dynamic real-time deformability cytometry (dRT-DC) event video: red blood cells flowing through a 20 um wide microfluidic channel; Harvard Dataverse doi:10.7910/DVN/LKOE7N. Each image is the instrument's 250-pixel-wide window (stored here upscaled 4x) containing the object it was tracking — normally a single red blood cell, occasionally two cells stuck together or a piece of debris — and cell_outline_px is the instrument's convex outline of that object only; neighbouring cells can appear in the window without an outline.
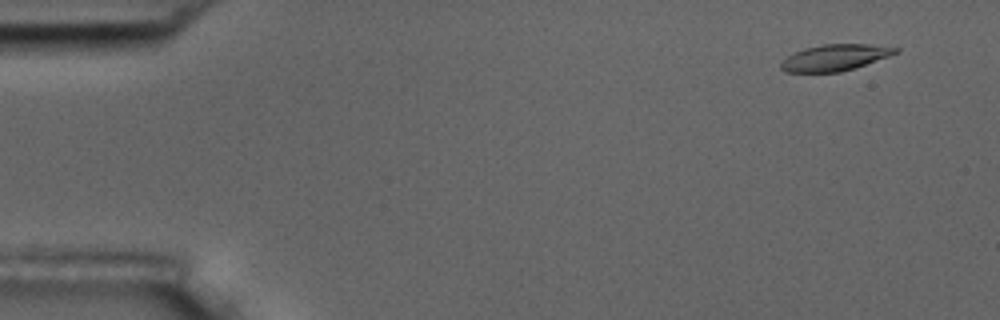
{"species": "common noctule bat (a hibernating species)", "species_latin": "Nyctalus noctula", "temperature_condition": "room temperature", "stored_images_in_passage": 9, "camera_frame_rate_fps": 3000, "um_per_image_px": 0.085, "animal": {"sex": "male", "body_mass_g": 17.5, "forearm_length_mm": 52.3}, "frame": {"image": 1, "passage_image": 1, "time_ms": 0.0, "image_size_px": [1000, 320], "cell_outline_px": [[900, 52], [840, 72], [784, 72], [780, 68], [780, 64], [788, 56], [804, 48], [824, 44], [868, 44], [900, 48]], "centroid_in_image_um": [70.96, 4.89], "position_along_channel_um": 14.0, "area_um2": 17.28}}
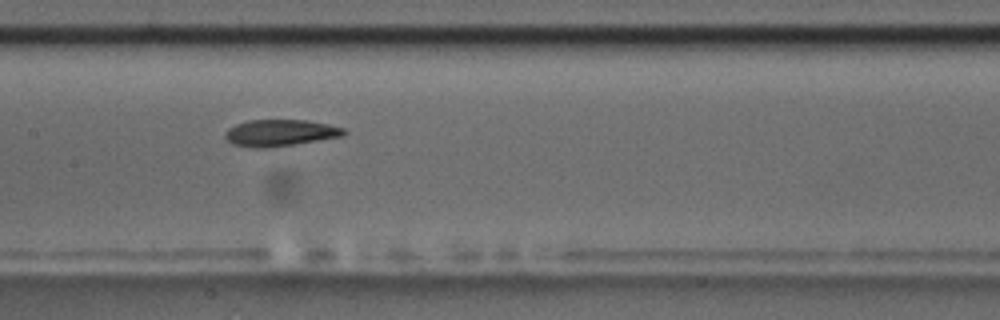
{"frame": {"image": 2, "passage_image": 8, "time_ms": 8.0, "image_size_px": [1000, 320], "cell_outline_px": [[348, 132], [344, 136], [296, 144], [268, 148], [252, 148], [232, 144], [224, 136], [224, 132], [228, 128], [236, 124], [248, 120], [308, 120], [328, 124], [344, 128]], "centroid_in_image_um": [23.82, 11.3], "position_along_channel_um": 183.6, "area_um2": 18.67}}
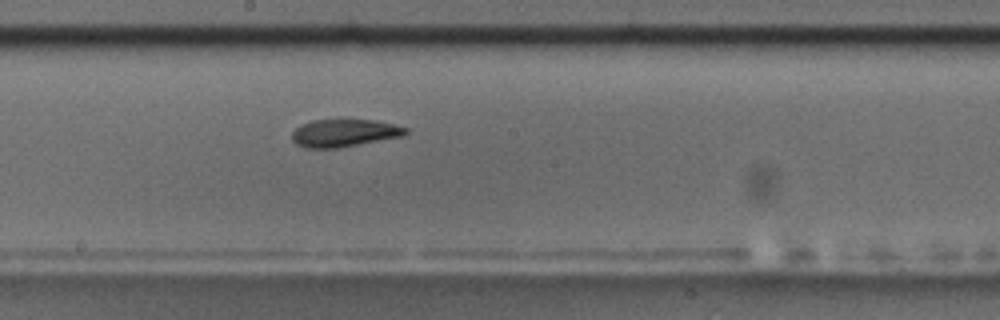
{"frame": {"image": 3, "passage_image": 9, "time_ms": 9.0, "image_size_px": [1000, 320], "cell_outline_px": [[408, 132], [404, 136], [340, 148], [304, 148], [296, 144], [292, 140], [292, 132], [300, 124], [312, 120], [376, 120], [408, 128]], "centroid_in_image_um": [29.25, 11.31], "position_along_channel_um": 218.9, "area_um2": 18.44}}